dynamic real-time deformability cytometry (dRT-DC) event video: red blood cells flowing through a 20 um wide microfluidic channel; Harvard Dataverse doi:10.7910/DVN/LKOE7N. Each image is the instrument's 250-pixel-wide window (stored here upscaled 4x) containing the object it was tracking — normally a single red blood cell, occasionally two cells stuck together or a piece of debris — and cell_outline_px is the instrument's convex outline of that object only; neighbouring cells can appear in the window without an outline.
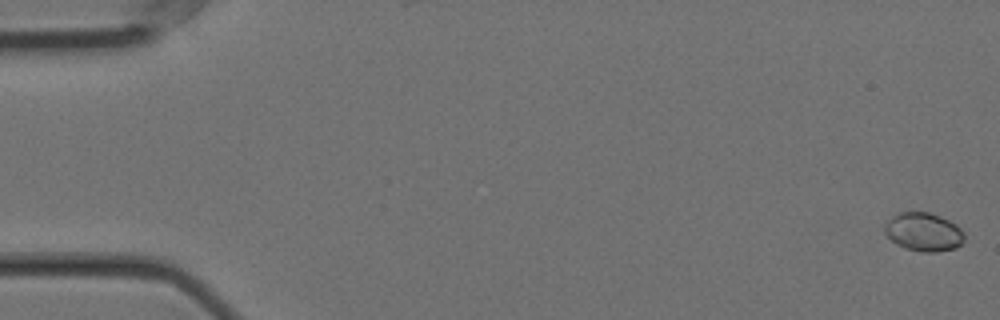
{"species": "Egyptian fruit bat (a non-hibernating species)", "species_latin": "Rousettus aegyptiacus", "temperature_condition": "cold", "stored_images_in_passage": 40, "camera_frame_rate_fps": 3000, "um_per_image_px": 0.085, "animal": {"sex": "female"}, "frame": {"image": 1, "passage_image": 1, "time_ms": 0.0, "image_size_px": [1000, 320], "cell_outline_px": [[964, 240], [956, 248], [936, 252], [920, 252], [904, 248], [896, 244], [884, 232], [884, 224], [892, 216], [900, 212], [928, 212], [940, 216], [956, 224], [964, 232]], "centroid_in_image_um": [78.5, 19.72], "position_along_channel_um": 6.5, "area_um2": 17.98}}
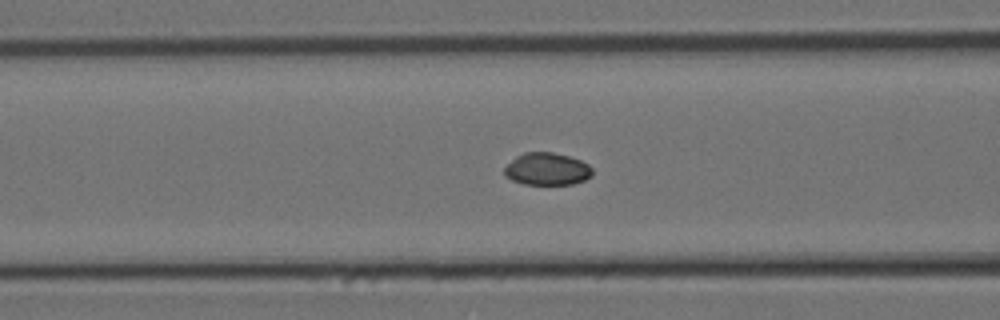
{"frame": {"image": 2, "passage_image": 23, "time_ms": 7.333, "image_size_px": [1000, 320], "cell_outline_px": [[592, 176], [584, 180], [572, 184], [524, 184], [512, 180], [504, 176], [504, 168], [516, 156], [524, 152], [552, 152], [568, 156], [580, 160], [588, 164], [592, 168]], "centroid_in_image_um": [46.49, 14.37], "position_along_channel_um": 120.1, "area_um2": 16.59}}
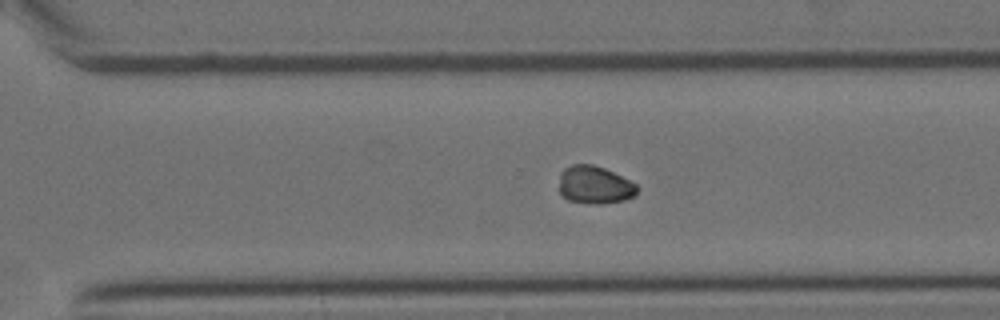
{"frame": {"image": 3, "passage_image": 40, "time_ms": 13.0, "image_size_px": [1000, 320], "cell_outline_px": [[636, 196], [624, 200], [600, 204], [596, 204], [568, 200], [560, 196], [560, 172], [564, 168], [572, 164], [592, 164], [604, 168], [636, 184]], "centroid_in_image_um": [50.51, 15.72], "position_along_channel_um": 320.1, "area_um2": 17.11}}